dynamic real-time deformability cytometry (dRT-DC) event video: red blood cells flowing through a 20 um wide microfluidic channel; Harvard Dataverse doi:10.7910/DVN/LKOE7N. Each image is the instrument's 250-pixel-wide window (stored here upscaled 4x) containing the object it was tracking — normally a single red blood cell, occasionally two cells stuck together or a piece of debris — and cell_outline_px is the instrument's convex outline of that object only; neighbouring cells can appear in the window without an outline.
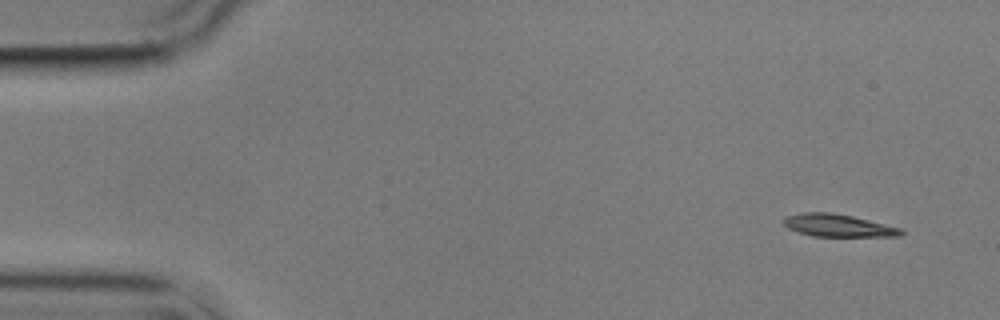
{"species": "common noctule bat (a hibernating species)", "species_latin": "Nyctalus noctula", "temperature_condition": "cold", "stored_images_in_passage": 5, "camera_frame_rate_fps": 3000, "um_per_image_px": 0.085, "animal": {"sex": "male", "body_mass_g": 17.9}, "frame": {"image": 1, "passage_image": 1, "time_ms": 0.0, "image_size_px": [1000, 320], "cell_outline_px": [[904, 232], [900, 236], [812, 236], [788, 228], [784, 224], [784, 216], [800, 212], [832, 212], [852, 216], [900, 228]], "centroid_in_image_um": [71.19, 19.15], "position_along_channel_um": 13.8, "area_um2": 15.26}}
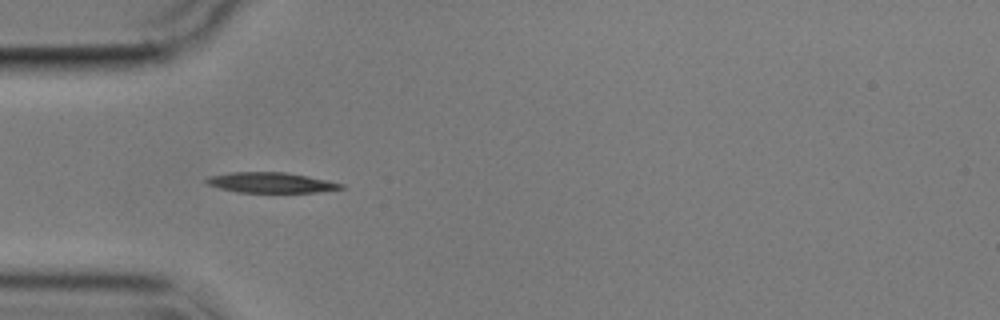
{"frame": {"image": 2, "passage_image": 4, "time_ms": 4.333, "image_size_px": [1000, 320], "cell_outline_px": [[344, 188], [316, 192], [236, 192], [220, 188], [208, 184], [204, 180], [208, 176], [232, 172], [284, 172], [308, 176], [328, 180], [344, 184]], "centroid_in_image_um": [23.02, 15.51], "position_along_channel_um": 62.0, "area_um2": 15.9}}
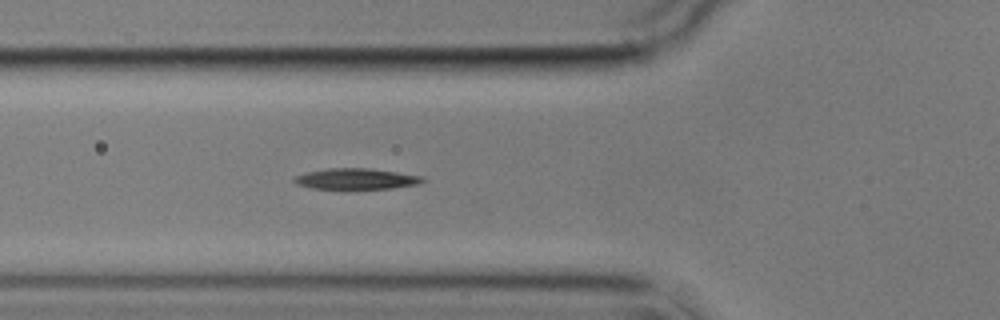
{"frame": {"image": 3, "passage_image": 5, "time_ms": 5.333, "image_size_px": [1000, 320], "cell_outline_px": [[424, 180], [420, 184], [392, 188], [312, 188], [296, 184], [292, 180], [296, 176], [308, 172], [328, 168], [372, 168], [424, 176]], "centroid_in_image_um": [30.32, 15.19], "position_along_channel_um": 95.5, "area_um2": 15.49}}